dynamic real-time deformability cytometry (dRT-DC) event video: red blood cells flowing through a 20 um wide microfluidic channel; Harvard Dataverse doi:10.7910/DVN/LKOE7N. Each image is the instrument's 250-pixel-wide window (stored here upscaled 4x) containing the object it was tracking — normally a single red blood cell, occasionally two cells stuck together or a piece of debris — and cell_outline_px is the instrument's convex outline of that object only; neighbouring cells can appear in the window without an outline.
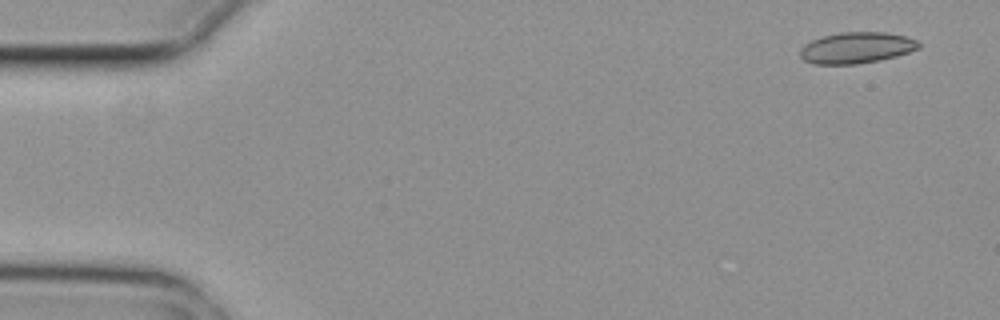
{"species": "common noctule bat (a hibernating species)", "species_latin": "Nyctalus noctula", "temperature_condition": "cold", "stored_images_in_passage": 3, "camera_frame_rate_fps": 3000, "um_per_image_px": 0.085, "animal": {"sex": "female", "body_mass_g": 29.2, "forearm_length_mm": 56.3}, "frame": {"image": 1, "passage_image": 1, "time_ms": 0.0, "image_size_px": [1000, 320], "cell_outline_px": [[920, 48], [896, 56], [880, 60], [856, 64], [812, 64], [804, 60], [800, 56], [800, 48], [804, 44], [812, 40], [824, 36], [840, 32], [888, 32], [908, 36], [916, 40], [920, 44]], "centroid_in_image_um": [72.81, 4.05], "position_along_channel_um": 12.2, "area_um2": 21.68}}